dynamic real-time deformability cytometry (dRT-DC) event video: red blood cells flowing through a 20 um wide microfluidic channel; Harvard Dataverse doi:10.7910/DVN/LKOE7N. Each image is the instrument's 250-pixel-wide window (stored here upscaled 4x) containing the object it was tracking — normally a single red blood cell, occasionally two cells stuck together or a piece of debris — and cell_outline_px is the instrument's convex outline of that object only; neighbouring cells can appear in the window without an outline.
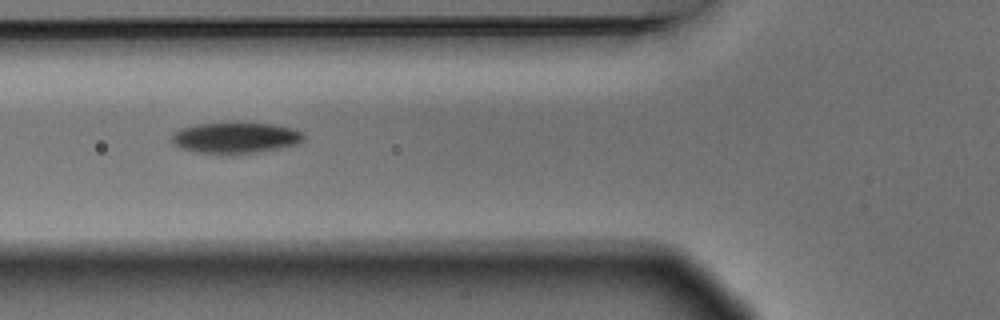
{"species": "Egyptian fruit bat (a non-hibernating species)", "species_latin": "Rousettus aegyptiacus", "temperature_condition": "warm", "stored_images_in_passage": 3, "camera_frame_rate_fps": 3000, "um_per_image_px": 0.085, "animal": {"sex": "male"}, "frame": {"image": 1, "passage_image": 2, "time_ms": 0.333, "image_size_px": [1000, 320], "cell_outline_px": [[304, 140], [296, 144], [256, 152], [192, 152], [180, 148], [172, 140], [172, 132], [180, 128], [196, 124], [228, 120], [240, 120], [276, 124], [296, 128], [304, 132]], "centroid_in_image_um": [20.04, 11.62], "position_along_channel_um": 105.8, "area_um2": 24.45}}
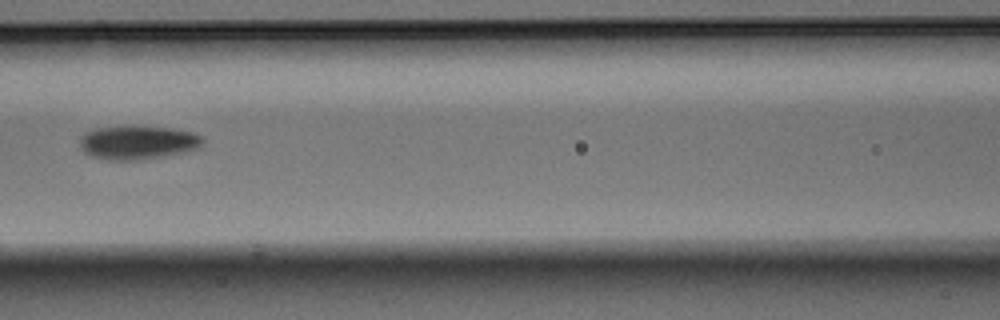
{"frame": {"image": 2, "passage_image": 3, "time_ms": 0.667, "image_size_px": [1000, 320], "cell_outline_px": [[204, 144], [200, 148], [184, 152], [164, 156], [140, 160], [108, 160], [92, 156], [84, 152], [80, 148], [80, 136], [84, 132], [96, 128], [172, 128], [192, 132], [200, 136], [204, 140]], "centroid_in_image_um": [11.72, 12.14], "position_along_channel_um": 154.9, "area_um2": 23.76}}